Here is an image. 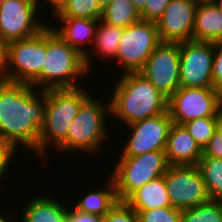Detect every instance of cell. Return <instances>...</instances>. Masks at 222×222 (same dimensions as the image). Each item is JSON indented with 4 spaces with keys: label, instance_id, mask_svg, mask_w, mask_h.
<instances>
[{
    "label": "cell",
    "instance_id": "obj_1",
    "mask_svg": "<svg viewBox=\"0 0 222 222\" xmlns=\"http://www.w3.org/2000/svg\"><path fill=\"white\" fill-rule=\"evenodd\" d=\"M36 89L30 84L0 80V140L16 153L20 145L38 157L46 100L45 90Z\"/></svg>",
    "mask_w": 222,
    "mask_h": 222
},
{
    "label": "cell",
    "instance_id": "obj_2",
    "mask_svg": "<svg viewBox=\"0 0 222 222\" xmlns=\"http://www.w3.org/2000/svg\"><path fill=\"white\" fill-rule=\"evenodd\" d=\"M110 95L111 117L124 125L165 113L168 98L140 72L123 73Z\"/></svg>",
    "mask_w": 222,
    "mask_h": 222
},
{
    "label": "cell",
    "instance_id": "obj_3",
    "mask_svg": "<svg viewBox=\"0 0 222 222\" xmlns=\"http://www.w3.org/2000/svg\"><path fill=\"white\" fill-rule=\"evenodd\" d=\"M86 86L45 90L44 123L40 130L38 156L47 158L52 143L55 150L66 140L68 129L82 103L90 96ZM88 91V92H87Z\"/></svg>",
    "mask_w": 222,
    "mask_h": 222
},
{
    "label": "cell",
    "instance_id": "obj_4",
    "mask_svg": "<svg viewBox=\"0 0 222 222\" xmlns=\"http://www.w3.org/2000/svg\"><path fill=\"white\" fill-rule=\"evenodd\" d=\"M46 55L41 74L30 84L37 89L79 87L78 81L89 72L84 56L68 45L49 25L46 26Z\"/></svg>",
    "mask_w": 222,
    "mask_h": 222
},
{
    "label": "cell",
    "instance_id": "obj_5",
    "mask_svg": "<svg viewBox=\"0 0 222 222\" xmlns=\"http://www.w3.org/2000/svg\"><path fill=\"white\" fill-rule=\"evenodd\" d=\"M92 95L82 103L68 129L66 140L56 149L58 152L70 154L78 151L79 154L98 155L95 153L102 149L101 145L108 142L106 139L110 136L109 129H112L107 127L106 121L111 114L110 100L105 103L104 99L101 101Z\"/></svg>",
    "mask_w": 222,
    "mask_h": 222
},
{
    "label": "cell",
    "instance_id": "obj_6",
    "mask_svg": "<svg viewBox=\"0 0 222 222\" xmlns=\"http://www.w3.org/2000/svg\"><path fill=\"white\" fill-rule=\"evenodd\" d=\"M116 161L109 175L114 179L119 201H125L137 189L162 177L169 166L165 150L138 156H118Z\"/></svg>",
    "mask_w": 222,
    "mask_h": 222
},
{
    "label": "cell",
    "instance_id": "obj_7",
    "mask_svg": "<svg viewBox=\"0 0 222 222\" xmlns=\"http://www.w3.org/2000/svg\"><path fill=\"white\" fill-rule=\"evenodd\" d=\"M46 27L38 34L8 43L5 80L31 84L46 59Z\"/></svg>",
    "mask_w": 222,
    "mask_h": 222
},
{
    "label": "cell",
    "instance_id": "obj_8",
    "mask_svg": "<svg viewBox=\"0 0 222 222\" xmlns=\"http://www.w3.org/2000/svg\"><path fill=\"white\" fill-rule=\"evenodd\" d=\"M160 43L156 22L140 20L123 28L114 65L121 66L123 73L139 72Z\"/></svg>",
    "mask_w": 222,
    "mask_h": 222
},
{
    "label": "cell",
    "instance_id": "obj_9",
    "mask_svg": "<svg viewBox=\"0 0 222 222\" xmlns=\"http://www.w3.org/2000/svg\"><path fill=\"white\" fill-rule=\"evenodd\" d=\"M38 8L43 9L39 0H5L0 5V37L9 43L41 32L48 24L38 15Z\"/></svg>",
    "mask_w": 222,
    "mask_h": 222
},
{
    "label": "cell",
    "instance_id": "obj_10",
    "mask_svg": "<svg viewBox=\"0 0 222 222\" xmlns=\"http://www.w3.org/2000/svg\"><path fill=\"white\" fill-rule=\"evenodd\" d=\"M221 107V94L214 88L180 87L168 99V112L174 124L216 117Z\"/></svg>",
    "mask_w": 222,
    "mask_h": 222
},
{
    "label": "cell",
    "instance_id": "obj_11",
    "mask_svg": "<svg viewBox=\"0 0 222 222\" xmlns=\"http://www.w3.org/2000/svg\"><path fill=\"white\" fill-rule=\"evenodd\" d=\"M165 185L173 208L184 210L210 200L197 165H169Z\"/></svg>",
    "mask_w": 222,
    "mask_h": 222
},
{
    "label": "cell",
    "instance_id": "obj_12",
    "mask_svg": "<svg viewBox=\"0 0 222 222\" xmlns=\"http://www.w3.org/2000/svg\"><path fill=\"white\" fill-rule=\"evenodd\" d=\"M180 48V87L213 88V42L186 41Z\"/></svg>",
    "mask_w": 222,
    "mask_h": 222
},
{
    "label": "cell",
    "instance_id": "obj_13",
    "mask_svg": "<svg viewBox=\"0 0 222 222\" xmlns=\"http://www.w3.org/2000/svg\"><path fill=\"white\" fill-rule=\"evenodd\" d=\"M179 43H160L139 71L168 99L180 88Z\"/></svg>",
    "mask_w": 222,
    "mask_h": 222
},
{
    "label": "cell",
    "instance_id": "obj_14",
    "mask_svg": "<svg viewBox=\"0 0 222 222\" xmlns=\"http://www.w3.org/2000/svg\"><path fill=\"white\" fill-rule=\"evenodd\" d=\"M173 124L168 110L165 113L138 120L126 125L128 139L124 140L121 155L138 156L151 151L165 150L168 134Z\"/></svg>",
    "mask_w": 222,
    "mask_h": 222
},
{
    "label": "cell",
    "instance_id": "obj_15",
    "mask_svg": "<svg viewBox=\"0 0 222 222\" xmlns=\"http://www.w3.org/2000/svg\"><path fill=\"white\" fill-rule=\"evenodd\" d=\"M199 0H171L156 22L162 43L193 40L195 12Z\"/></svg>",
    "mask_w": 222,
    "mask_h": 222
},
{
    "label": "cell",
    "instance_id": "obj_16",
    "mask_svg": "<svg viewBox=\"0 0 222 222\" xmlns=\"http://www.w3.org/2000/svg\"><path fill=\"white\" fill-rule=\"evenodd\" d=\"M53 18L54 20H58L57 22H59V25H52L55 22L52 23L51 21V24H49L50 28L68 45L76 49L84 57L87 53L91 52L92 45L95 41L96 28L100 19L74 17ZM88 46L91 47L87 50Z\"/></svg>",
    "mask_w": 222,
    "mask_h": 222
},
{
    "label": "cell",
    "instance_id": "obj_17",
    "mask_svg": "<svg viewBox=\"0 0 222 222\" xmlns=\"http://www.w3.org/2000/svg\"><path fill=\"white\" fill-rule=\"evenodd\" d=\"M165 156L168 165H197L203 156V150L183 125L173 123L168 134Z\"/></svg>",
    "mask_w": 222,
    "mask_h": 222
},
{
    "label": "cell",
    "instance_id": "obj_18",
    "mask_svg": "<svg viewBox=\"0 0 222 222\" xmlns=\"http://www.w3.org/2000/svg\"><path fill=\"white\" fill-rule=\"evenodd\" d=\"M193 40L222 41V10L212 0L199 1L194 19Z\"/></svg>",
    "mask_w": 222,
    "mask_h": 222
},
{
    "label": "cell",
    "instance_id": "obj_19",
    "mask_svg": "<svg viewBox=\"0 0 222 222\" xmlns=\"http://www.w3.org/2000/svg\"><path fill=\"white\" fill-rule=\"evenodd\" d=\"M33 197V198H32ZM21 212V222H66L68 208L55 195L32 196ZM61 201V202H60ZM64 205V206H63ZM19 221V222H20Z\"/></svg>",
    "mask_w": 222,
    "mask_h": 222
},
{
    "label": "cell",
    "instance_id": "obj_20",
    "mask_svg": "<svg viewBox=\"0 0 222 222\" xmlns=\"http://www.w3.org/2000/svg\"><path fill=\"white\" fill-rule=\"evenodd\" d=\"M122 34L123 28L115 27L113 25L107 24L106 22H103L101 19L99 20L95 32V41L91 48V51L93 50V53L89 52L84 57L85 65L89 73H91L90 71H94V68H92V54L98 55L97 58L102 59L100 61L104 62L105 60H114L116 58Z\"/></svg>",
    "mask_w": 222,
    "mask_h": 222
},
{
    "label": "cell",
    "instance_id": "obj_21",
    "mask_svg": "<svg viewBox=\"0 0 222 222\" xmlns=\"http://www.w3.org/2000/svg\"><path fill=\"white\" fill-rule=\"evenodd\" d=\"M105 181H107L105 182L107 186L99 190L94 188L93 191L91 190L83 198L75 200L74 204L70 205L78 211L103 217L119 201L113 177L110 175Z\"/></svg>",
    "mask_w": 222,
    "mask_h": 222
},
{
    "label": "cell",
    "instance_id": "obj_22",
    "mask_svg": "<svg viewBox=\"0 0 222 222\" xmlns=\"http://www.w3.org/2000/svg\"><path fill=\"white\" fill-rule=\"evenodd\" d=\"M125 202L134 210L172 207L165 185V174L134 191Z\"/></svg>",
    "mask_w": 222,
    "mask_h": 222
},
{
    "label": "cell",
    "instance_id": "obj_23",
    "mask_svg": "<svg viewBox=\"0 0 222 222\" xmlns=\"http://www.w3.org/2000/svg\"><path fill=\"white\" fill-rule=\"evenodd\" d=\"M101 20L115 27L126 28L139 22L141 17L130 0H112L103 9Z\"/></svg>",
    "mask_w": 222,
    "mask_h": 222
},
{
    "label": "cell",
    "instance_id": "obj_24",
    "mask_svg": "<svg viewBox=\"0 0 222 222\" xmlns=\"http://www.w3.org/2000/svg\"><path fill=\"white\" fill-rule=\"evenodd\" d=\"M211 200L222 201V159L201 157L197 164Z\"/></svg>",
    "mask_w": 222,
    "mask_h": 222
},
{
    "label": "cell",
    "instance_id": "obj_25",
    "mask_svg": "<svg viewBox=\"0 0 222 222\" xmlns=\"http://www.w3.org/2000/svg\"><path fill=\"white\" fill-rule=\"evenodd\" d=\"M181 222H222V201L209 200L181 212Z\"/></svg>",
    "mask_w": 222,
    "mask_h": 222
},
{
    "label": "cell",
    "instance_id": "obj_26",
    "mask_svg": "<svg viewBox=\"0 0 222 222\" xmlns=\"http://www.w3.org/2000/svg\"><path fill=\"white\" fill-rule=\"evenodd\" d=\"M103 10L98 0H70L64 8L53 17H74L101 19Z\"/></svg>",
    "mask_w": 222,
    "mask_h": 222
},
{
    "label": "cell",
    "instance_id": "obj_27",
    "mask_svg": "<svg viewBox=\"0 0 222 222\" xmlns=\"http://www.w3.org/2000/svg\"><path fill=\"white\" fill-rule=\"evenodd\" d=\"M183 126L203 150L217 130V118L205 117L191 120Z\"/></svg>",
    "mask_w": 222,
    "mask_h": 222
},
{
    "label": "cell",
    "instance_id": "obj_28",
    "mask_svg": "<svg viewBox=\"0 0 222 222\" xmlns=\"http://www.w3.org/2000/svg\"><path fill=\"white\" fill-rule=\"evenodd\" d=\"M135 211L138 213L139 222H181L182 210L173 207Z\"/></svg>",
    "mask_w": 222,
    "mask_h": 222
},
{
    "label": "cell",
    "instance_id": "obj_29",
    "mask_svg": "<svg viewBox=\"0 0 222 222\" xmlns=\"http://www.w3.org/2000/svg\"><path fill=\"white\" fill-rule=\"evenodd\" d=\"M100 222H139V216L125 201H118Z\"/></svg>",
    "mask_w": 222,
    "mask_h": 222
},
{
    "label": "cell",
    "instance_id": "obj_30",
    "mask_svg": "<svg viewBox=\"0 0 222 222\" xmlns=\"http://www.w3.org/2000/svg\"><path fill=\"white\" fill-rule=\"evenodd\" d=\"M171 0H147L145 8L140 12L141 20L157 22Z\"/></svg>",
    "mask_w": 222,
    "mask_h": 222
},
{
    "label": "cell",
    "instance_id": "obj_31",
    "mask_svg": "<svg viewBox=\"0 0 222 222\" xmlns=\"http://www.w3.org/2000/svg\"><path fill=\"white\" fill-rule=\"evenodd\" d=\"M214 61L212 69V84L220 94L222 93V41L213 42Z\"/></svg>",
    "mask_w": 222,
    "mask_h": 222
},
{
    "label": "cell",
    "instance_id": "obj_32",
    "mask_svg": "<svg viewBox=\"0 0 222 222\" xmlns=\"http://www.w3.org/2000/svg\"><path fill=\"white\" fill-rule=\"evenodd\" d=\"M16 152L4 141L0 140V182L2 186V180L5 179V174L12 166L13 159L16 158ZM10 167V168H9ZM8 168V169H7ZM4 177V178H3ZM0 186V188H1Z\"/></svg>",
    "mask_w": 222,
    "mask_h": 222
},
{
    "label": "cell",
    "instance_id": "obj_33",
    "mask_svg": "<svg viewBox=\"0 0 222 222\" xmlns=\"http://www.w3.org/2000/svg\"><path fill=\"white\" fill-rule=\"evenodd\" d=\"M202 157H213L222 159V133L215 131L207 146L203 149Z\"/></svg>",
    "mask_w": 222,
    "mask_h": 222
},
{
    "label": "cell",
    "instance_id": "obj_34",
    "mask_svg": "<svg viewBox=\"0 0 222 222\" xmlns=\"http://www.w3.org/2000/svg\"><path fill=\"white\" fill-rule=\"evenodd\" d=\"M101 217L89 213H84L76 210L74 207H69L68 219L66 222H100Z\"/></svg>",
    "mask_w": 222,
    "mask_h": 222
},
{
    "label": "cell",
    "instance_id": "obj_35",
    "mask_svg": "<svg viewBox=\"0 0 222 222\" xmlns=\"http://www.w3.org/2000/svg\"><path fill=\"white\" fill-rule=\"evenodd\" d=\"M8 43L0 37V80H5L7 67Z\"/></svg>",
    "mask_w": 222,
    "mask_h": 222
},
{
    "label": "cell",
    "instance_id": "obj_36",
    "mask_svg": "<svg viewBox=\"0 0 222 222\" xmlns=\"http://www.w3.org/2000/svg\"><path fill=\"white\" fill-rule=\"evenodd\" d=\"M45 1H42V2H44L46 4L49 3L48 7H49V5H51L49 8H51V10L53 9L52 10L53 12H51V13H53V16H54L57 13H59L70 0H45ZM42 2H41V0L39 1V7Z\"/></svg>",
    "mask_w": 222,
    "mask_h": 222
},
{
    "label": "cell",
    "instance_id": "obj_37",
    "mask_svg": "<svg viewBox=\"0 0 222 222\" xmlns=\"http://www.w3.org/2000/svg\"><path fill=\"white\" fill-rule=\"evenodd\" d=\"M134 7L139 11L141 12L145 6H146V3H147V0H130Z\"/></svg>",
    "mask_w": 222,
    "mask_h": 222
},
{
    "label": "cell",
    "instance_id": "obj_38",
    "mask_svg": "<svg viewBox=\"0 0 222 222\" xmlns=\"http://www.w3.org/2000/svg\"><path fill=\"white\" fill-rule=\"evenodd\" d=\"M216 118H217V130L222 133V107L219 108Z\"/></svg>",
    "mask_w": 222,
    "mask_h": 222
},
{
    "label": "cell",
    "instance_id": "obj_39",
    "mask_svg": "<svg viewBox=\"0 0 222 222\" xmlns=\"http://www.w3.org/2000/svg\"><path fill=\"white\" fill-rule=\"evenodd\" d=\"M1 213H4V212H2V211L0 212V222H11V220H12V222H14L13 219H15V218H13V215L11 216V215L8 214V217H7V214L4 215V214H1ZM9 216H11L12 218L10 219Z\"/></svg>",
    "mask_w": 222,
    "mask_h": 222
},
{
    "label": "cell",
    "instance_id": "obj_40",
    "mask_svg": "<svg viewBox=\"0 0 222 222\" xmlns=\"http://www.w3.org/2000/svg\"><path fill=\"white\" fill-rule=\"evenodd\" d=\"M112 0H98V4L100 6V8L103 10L104 8H106Z\"/></svg>",
    "mask_w": 222,
    "mask_h": 222
},
{
    "label": "cell",
    "instance_id": "obj_41",
    "mask_svg": "<svg viewBox=\"0 0 222 222\" xmlns=\"http://www.w3.org/2000/svg\"><path fill=\"white\" fill-rule=\"evenodd\" d=\"M212 1L220 10H222V0H212Z\"/></svg>",
    "mask_w": 222,
    "mask_h": 222
}]
</instances>
